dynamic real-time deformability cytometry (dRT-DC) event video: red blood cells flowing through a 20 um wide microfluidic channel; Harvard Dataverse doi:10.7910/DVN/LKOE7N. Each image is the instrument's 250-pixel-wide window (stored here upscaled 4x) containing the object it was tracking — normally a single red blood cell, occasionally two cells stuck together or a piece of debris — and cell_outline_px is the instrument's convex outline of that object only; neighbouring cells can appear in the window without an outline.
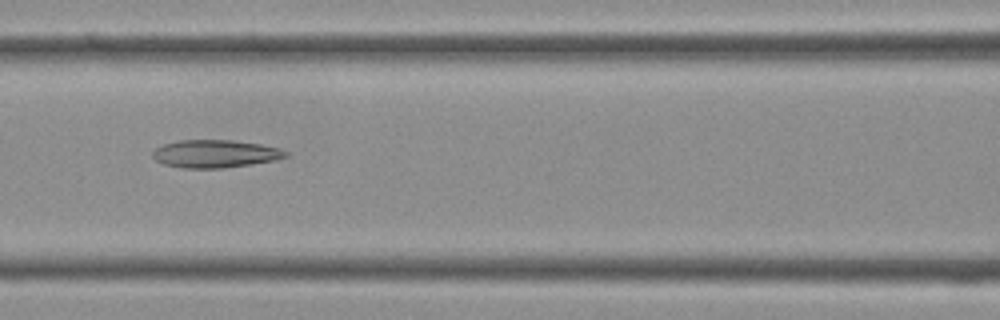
{"species": "Egyptian fruit bat (a non-hibernating species)", "species_latin": "Rousettus aegyptiacus", "temperature_condition": "cold", "stored_images_in_passage": 40, "camera_frame_rate_fps": 3000, "um_per_image_px": 0.085, "frame": {"image": 1, "passage_image": 17, "time_ms": 5.333, "image_size_px": [1000, 320], "cell_outline_px": [[288, 156], [276, 160], [252, 164], [224, 168], [180, 168], [164, 164], [156, 160], [152, 156], [152, 152], [156, 148], [164, 144], [180, 140], [232, 140], [260, 144], [280, 148], [288, 152]], "centroid_in_image_um": [18.3, 13.07], "position_along_channel_um": 148.3, "area_um2": 21.62}}
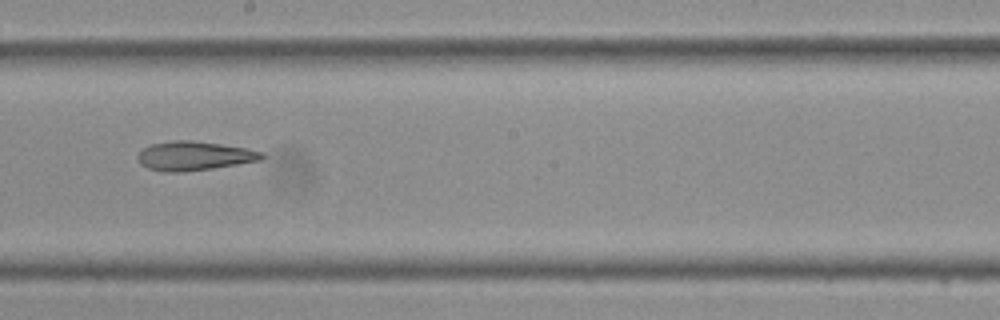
{"frame": {"image": 2, "passage_image": 22, "time_ms": 7.0, "image_size_px": [1000, 320], "cell_outline_px": [[268, 156], [260, 160], [212, 168], [184, 172], [164, 172], [148, 168], [140, 164], [136, 156], [144, 148], [152, 144], [172, 140], [192, 140], [248, 148], [264, 152]], "centroid_in_image_um": [16.52, 13.25], "position_along_channel_um": 231.7, "area_um2": 21.1}}
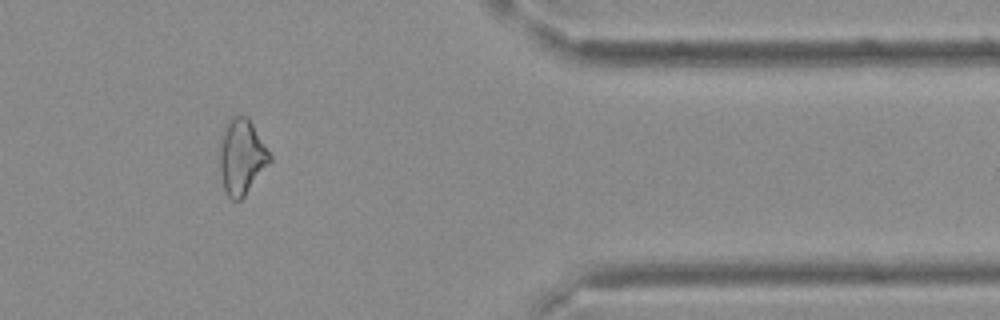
{"frame": {"image": 3, "passage_image": 33, "time_ms": 10.667, "image_size_px": [1000, 320], "cell_outline_px": [[272, 160], [244, 196], [240, 200], [232, 200], [228, 196], [224, 188], [220, 172], [220, 136], [224, 124], [232, 116], [248, 116], [272, 156]], "centroid_in_image_um": [20.53, 13.29], "position_along_channel_um": 390.9, "area_um2": 22.08}}